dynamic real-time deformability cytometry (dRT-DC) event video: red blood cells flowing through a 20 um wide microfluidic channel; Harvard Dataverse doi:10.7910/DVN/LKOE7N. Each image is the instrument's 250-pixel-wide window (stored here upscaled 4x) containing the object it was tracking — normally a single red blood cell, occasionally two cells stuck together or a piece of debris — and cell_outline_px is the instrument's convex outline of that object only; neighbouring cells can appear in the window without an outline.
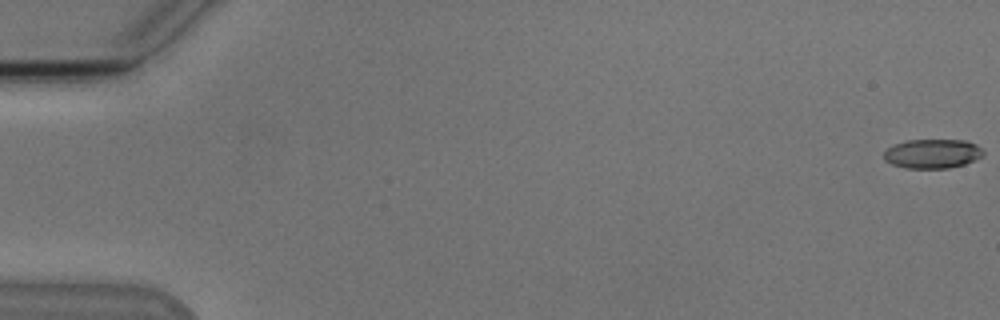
{"species": "Egyptian fruit bat (a non-hibernating species)", "species_latin": "Rousettus aegyptiacus", "temperature_condition": "cold", "stored_images_in_passage": 16, "camera_frame_rate_fps": 3000, "um_per_image_px": 0.085, "animal": {"sex": "male"}, "frame": {"image": 1, "passage_image": 1, "time_ms": 0.0, "image_size_px": [1000, 320], "cell_outline_px": [[984, 152], [980, 156], [964, 164], [948, 168], [904, 168], [892, 164], [884, 160], [884, 152], [888, 148], [896, 144], [908, 140], [964, 140], [976, 144]], "centroid_in_image_um": [79.22, 13.06], "position_along_channel_um": 5.8, "area_um2": 16.7}}
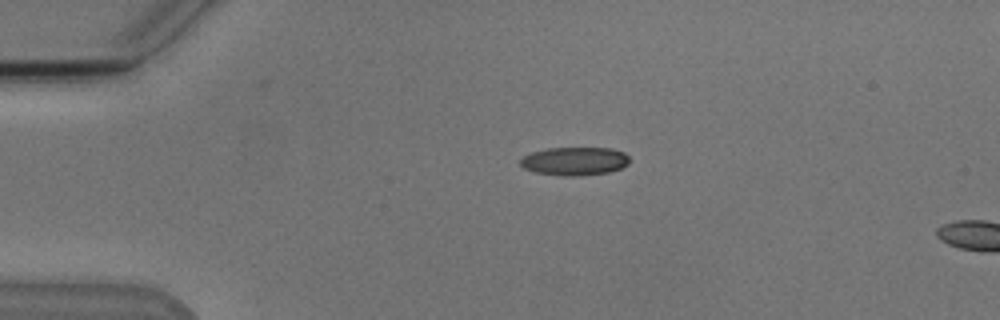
{"frame": {"image": 2, "passage_image": 13, "time_ms": 4.0, "image_size_px": [1000, 320], "cell_outline_px": [[628, 164], [620, 168], [608, 172], [580, 176], [564, 176], [536, 172], [524, 168], [520, 164], [520, 160], [524, 156], [532, 152], [548, 148], [612, 148], [624, 152], [628, 156]], "centroid_in_image_um": [48.85, 13.69], "position_along_channel_um": 36.2, "area_um2": 17.92}}